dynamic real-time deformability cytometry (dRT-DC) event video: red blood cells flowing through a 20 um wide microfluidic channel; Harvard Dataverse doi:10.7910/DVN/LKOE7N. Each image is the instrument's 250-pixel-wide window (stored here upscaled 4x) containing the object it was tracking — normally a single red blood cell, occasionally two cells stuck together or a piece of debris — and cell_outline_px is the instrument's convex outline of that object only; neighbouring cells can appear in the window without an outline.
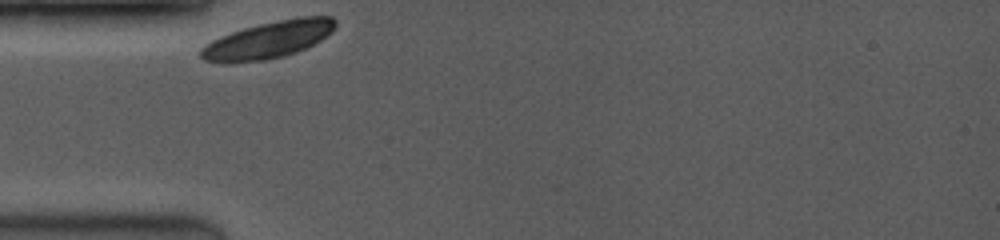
{"species": "common noctule bat (a hibernating species)", "species_latin": "Nyctalus noctula", "temperature_condition": "room temperature", "stored_images_in_passage": 37, "camera_frame_rate_fps": 3500, "um_per_image_px": 0.085, "animal": {"sex": "female", "body_mass_g": 19.0, "forearm_length_mm": 53.3}, "frame": {"image": 1, "passage_image": 1, "time_ms": 0.0, "image_size_px": [1000, 240], "cell_outline_px": [[336, 24], [332, 32], [320, 40], [296, 52], [284, 56], [268, 60], [232, 64], [220, 64], [204, 60], [200, 56], [200, 48], [204, 44], [220, 36], [244, 28], [260, 24], [300, 16], [332, 16], [336, 20]], "centroid_in_image_um": [22.76, 3.41], "position_along_channel_um": 62.2, "area_um2": 29.3}}
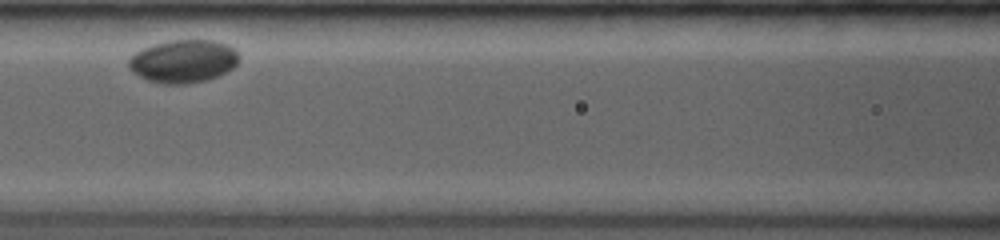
{"frame": {"image": 2, "passage_image": 18, "time_ms": 2.571, "image_size_px": [1000, 240], "cell_outline_px": [[240, 60], [232, 68], [220, 76], [208, 80], [188, 84], [164, 84], [148, 80], [132, 72], [128, 68], [128, 60], [136, 52], [152, 44], [172, 40], [212, 40], [228, 44], [236, 48], [240, 56]], "centroid_in_image_um": [15.62, 5.21], "position_along_channel_um": 151.0, "area_um2": 27.98}}
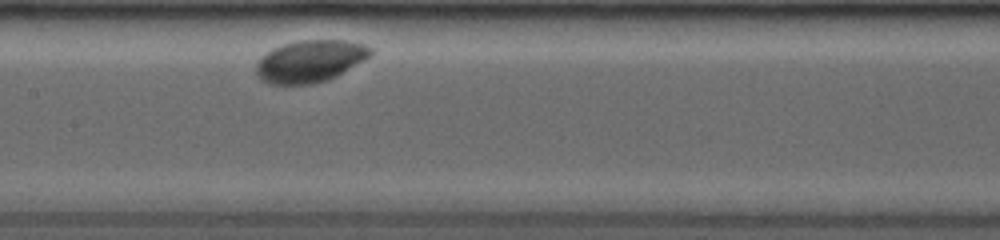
{"frame": {"image": 3, "passage_image": 25, "time_ms": 3.429, "image_size_px": [1000, 240], "cell_outline_px": [[372, 56], [336, 76], [328, 80], [316, 84], [268, 84], [256, 76], [256, 64], [260, 56], [272, 48], [284, 44], [300, 40], [344, 40], [364, 44], [372, 48]], "centroid_in_image_um": [26.34, 5.2], "position_along_channel_um": 181.1, "area_um2": 28.32}}